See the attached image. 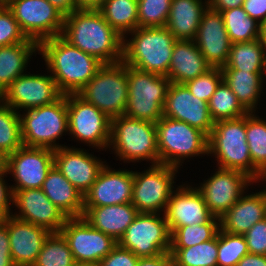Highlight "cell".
Returning <instances> with one entry per match:
<instances>
[{
	"mask_svg": "<svg viewBox=\"0 0 266 266\" xmlns=\"http://www.w3.org/2000/svg\"><path fill=\"white\" fill-rule=\"evenodd\" d=\"M61 36L103 64L123 60L124 37L108 24L98 9H78L65 16Z\"/></svg>",
	"mask_w": 266,
	"mask_h": 266,
	"instance_id": "6da1fadb",
	"label": "cell"
},
{
	"mask_svg": "<svg viewBox=\"0 0 266 266\" xmlns=\"http://www.w3.org/2000/svg\"><path fill=\"white\" fill-rule=\"evenodd\" d=\"M47 70L64 94H76L103 65L97 58L71 45L61 35L39 43Z\"/></svg>",
	"mask_w": 266,
	"mask_h": 266,
	"instance_id": "7a4b0ae2",
	"label": "cell"
},
{
	"mask_svg": "<svg viewBox=\"0 0 266 266\" xmlns=\"http://www.w3.org/2000/svg\"><path fill=\"white\" fill-rule=\"evenodd\" d=\"M128 34L131 38L124 37L122 61L135 69L167 76L174 35L166 27H138Z\"/></svg>",
	"mask_w": 266,
	"mask_h": 266,
	"instance_id": "3957f363",
	"label": "cell"
},
{
	"mask_svg": "<svg viewBox=\"0 0 266 266\" xmlns=\"http://www.w3.org/2000/svg\"><path fill=\"white\" fill-rule=\"evenodd\" d=\"M215 156L217 168L238 170L254 181L263 175L253 166L246 138V115L219 120L208 136V156Z\"/></svg>",
	"mask_w": 266,
	"mask_h": 266,
	"instance_id": "277c9868",
	"label": "cell"
},
{
	"mask_svg": "<svg viewBox=\"0 0 266 266\" xmlns=\"http://www.w3.org/2000/svg\"><path fill=\"white\" fill-rule=\"evenodd\" d=\"M111 146V147H110ZM109 150L124 163L151 161L159 164L155 123L121 115L111 119Z\"/></svg>",
	"mask_w": 266,
	"mask_h": 266,
	"instance_id": "5b68a950",
	"label": "cell"
},
{
	"mask_svg": "<svg viewBox=\"0 0 266 266\" xmlns=\"http://www.w3.org/2000/svg\"><path fill=\"white\" fill-rule=\"evenodd\" d=\"M155 125L159 164L179 168L186 158L208 155V136L199 129L164 116Z\"/></svg>",
	"mask_w": 266,
	"mask_h": 266,
	"instance_id": "8992f818",
	"label": "cell"
},
{
	"mask_svg": "<svg viewBox=\"0 0 266 266\" xmlns=\"http://www.w3.org/2000/svg\"><path fill=\"white\" fill-rule=\"evenodd\" d=\"M76 94L111 119L124 115L128 100L127 65L123 61L103 64Z\"/></svg>",
	"mask_w": 266,
	"mask_h": 266,
	"instance_id": "52a82bcc",
	"label": "cell"
},
{
	"mask_svg": "<svg viewBox=\"0 0 266 266\" xmlns=\"http://www.w3.org/2000/svg\"><path fill=\"white\" fill-rule=\"evenodd\" d=\"M24 111L19 114L24 146L52 150L64 147L55 142L68 133L67 94L52 104Z\"/></svg>",
	"mask_w": 266,
	"mask_h": 266,
	"instance_id": "ba28073f",
	"label": "cell"
},
{
	"mask_svg": "<svg viewBox=\"0 0 266 266\" xmlns=\"http://www.w3.org/2000/svg\"><path fill=\"white\" fill-rule=\"evenodd\" d=\"M128 100L124 115L156 123L163 117L170 80L127 66Z\"/></svg>",
	"mask_w": 266,
	"mask_h": 266,
	"instance_id": "9c48e42d",
	"label": "cell"
},
{
	"mask_svg": "<svg viewBox=\"0 0 266 266\" xmlns=\"http://www.w3.org/2000/svg\"><path fill=\"white\" fill-rule=\"evenodd\" d=\"M178 169L165 164L151 165L146 171H133L131 203L139 213L165 212Z\"/></svg>",
	"mask_w": 266,
	"mask_h": 266,
	"instance_id": "30bf717a",
	"label": "cell"
},
{
	"mask_svg": "<svg viewBox=\"0 0 266 266\" xmlns=\"http://www.w3.org/2000/svg\"><path fill=\"white\" fill-rule=\"evenodd\" d=\"M162 215L138 213L117 244L137 257H154L170 252L171 233L164 213Z\"/></svg>",
	"mask_w": 266,
	"mask_h": 266,
	"instance_id": "8fae6325",
	"label": "cell"
},
{
	"mask_svg": "<svg viewBox=\"0 0 266 266\" xmlns=\"http://www.w3.org/2000/svg\"><path fill=\"white\" fill-rule=\"evenodd\" d=\"M28 39L38 44L62 34L65 16L48 0H5Z\"/></svg>",
	"mask_w": 266,
	"mask_h": 266,
	"instance_id": "7c38bea8",
	"label": "cell"
},
{
	"mask_svg": "<svg viewBox=\"0 0 266 266\" xmlns=\"http://www.w3.org/2000/svg\"><path fill=\"white\" fill-rule=\"evenodd\" d=\"M68 134L97 149H108L111 118L77 94H67Z\"/></svg>",
	"mask_w": 266,
	"mask_h": 266,
	"instance_id": "4fadbf2b",
	"label": "cell"
},
{
	"mask_svg": "<svg viewBox=\"0 0 266 266\" xmlns=\"http://www.w3.org/2000/svg\"><path fill=\"white\" fill-rule=\"evenodd\" d=\"M63 95L51 74H26L25 72L10 84L0 96V100L20 113L26 108L52 104Z\"/></svg>",
	"mask_w": 266,
	"mask_h": 266,
	"instance_id": "5bb4252c",
	"label": "cell"
},
{
	"mask_svg": "<svg viewBox=\"0 0 266 266\" xmlns=\"http://www.w3.org/2000/svg\"><path fill=\"white\" fill-rule=\"evenodd\" d=\"M75 262L99 264L117 245L109 235L93 228L83 217L68 218L60 230Z\"/></svg>",
	"mask_w": 266,
	"mask_h": 266,
	"instance_id": "9a60e30c",
	"label": "cell"
},
{
	"mask_svg": "<svg viewBox=\"0 0 266 266\" xmlns=\"http://www.w3.org/2000/svg\"><path fill=\"white\" fill-rule=\"evenodd\" d=\"M54 166V150L22 146L6 157V171L14 177L11 190L41 188Z\"/></svg>",
	"mask_w": 266,
	"mask_h": 266,
	"instance_id": "2e32d148",
	"label": "cell"
},
{
	"mask_svg": "<svg viewBox=\"0 0 266 266\" xmlns=\"http://www.w3.org/2000/svg\"><path fill=\"white\" fill-rule=\"evenodd\" d=\"M196 187L204 198L209 211L221 218L253 184L254 180L238 170L221 169Z\"/></svg>",
	"mask_w": 266,
	"mask_h": 266,
	"instance_id": "e0dca14e",
	"label": "cell"
},
{
	"mask_svg": "<svg viewBox=\"0 0 266 266\" xmlns=\"http://www.w3.org/2000/svg\"><path fill=\"white\" fill-rule=\"evenodd\" d=\"M163 116L186 122L207 136L215 123L208 102L194 96L185 84L173 82H170L167 89Z\"/></svg>",
	"mask_w": 266,
	"mask_h": 266,
	"instance_id": "ac0fdd59",
	"label": "cell"
},
{
	"mask_svg": "<svg viewBox=\"0 0 266 266\" xmlns=\"http://www.w3.org/2000/svg\"><path fill=\"white\" fill-rule=\"evenodd\" d=\"M12 193V205L19 209V213L12 212V216L51 233L60 232L68 217L46 197L41 188L12 190Z\"/></svg>",
	"mask_w": 266,
	"mask_h": 266,
	"instance_id": "d6986e66",
	"label": "cell"
},
{
	"mask_svg": "<svg viewBox=\"0 0 266 266\" xmlns=\"http://www.w3.org/2000/svg\"><path fill=\"white\" fill-rule=\"evenodd\" d=\"M102 168L91 188L83 196V207L112 206L131 203L133 171Z\"/></svg>",
	"mask_w": 266,
	"mask_h": 266,
	"instance_id": "ffe728a7",
	"label": "cell"
},
{
	"mask_svg": "<svg viewBox=\"0 0 266 266\" xmlns=\"http://www.w3.org/2000/svg\"><path fill=\"white\" fill-rule=\"evenodd\" d=\"M54 165L84 196L96 181L105 162L83 148L64 145L54 150Z\"/></svg>",
	"mask_w": 266,
	"mask_h": 266,
	"instance_id": "44dd1931",
	"label": "cell"
},
{
	"mask_svg": "<svg viewBox=\"0 0 266 266\" xmlns=\"http://www.w3.org/2000/svg\"><path fill=\"white\" fill-rule=\"evenodd\" d=\"M188 185L173 190L166 206L164 216L171 234L179 227L207 223L214 216L199 190Z\"/></svg>",
	"mask_w": 266,
	"mask_h": 266,
	"instance_id": "7402d4cb",
	"label": "cell"
},
{
	"mask_svg": "<svg viewBox=\"0 0 266 266\" xmlns=\"http://www.w3.org/2000/svg\"><path fill=\"white\" fill-rule=\"evenodd\" d=\"M194 42L211 67L225 66L232 42L221 12L207 7L202 14Z\"/></svg>",
	"mask_w": 266,
	"mask_h": 266,
	"instance_id": "603a6c76",
	"label": "cell"
},
{
	"mask_svg": "<svg viewBox=\"0 0 266 266\" xmlns=\"http://www.w3.org/2000/svg\"><path fill=\"white\" fill-rule=\"evenodd\" d=\"M8 228L11 257L16 266H33L47 237V229L12 215L2 220Z\"/></svg>",
	"mask_w": 266,
	"mask_h": 266,
	"instance_id": "cb8c5ba5",
	"label": "cell"
},
{
	"mask_svg": "<svg viewBox=\"0 0 266 266\" xmlns=\"http://www.w3.org/2000/svg\"><path fill=\"white\" fill-rule=\"evenodd\" d=\"M138 213L132 203H124L112 206L84 207L82 217L93 228L111 236L118 242Z\"/></svg>",
	"mask_w": 266,
	"mask_h": 266,
	"instance_id": "d4e9b609",
	"label": "cell"
},
{
	"mask_svg": "<svg viewBox=\"0 0 266 266\" xmlns=\"http://www.w3.org/2000/svg\"><path fill=\"white\" fill-rule=\"evenodd\" d=\"M253 193V194H252ZM243 194L220 218V228L231 234H245L255 223L266 218V203L261 191Z\"/></svg>",
	"mask_w": 266,
	"mask_h": 266,
	"instance_id": "484cf974",
	"label": "cell"
},
{
	"mask_svg": "<svg viewBox=\"0 0 266 266\" xmlns=\"http://www.w3.org/2000/svg\"><path fill=\"white\" fill-rule=\"evenodd\" d=\"M210 68L194 40H176L166 77L170 82L185 84Z\"/></svg>",
	"mask_w": 266,
	"mask_h": 266,
	"instance_id": "4316f807",
	"label": "cell"
},
{
	"mask_svg": "<svg viewBox=\"0 0 266 266\" xmlns=\"http://www.w3.org/2000/svg\"><path fill=\"white\" fill-rule=\"evenodd\" d=\"M41 190L68 218L83 216V195L63 176L55 165L49 170Z\"/></svg>",
	"mask_w": 266,
	"mask_h": 266,
	"instance_id": "83f0119b",
	"label": "cell"
},
{
	"mask_svg": "<svg viewBox=\"0 0 266 266\" xmlns=\"http://www.w3.org/2000/svg\"><path fill=\"white\" fill-rule=\"evenodd\" d=\"M208 0H171L165 27L176 40H194Z\"/></svg>",
	"mask_w": 266,
	"mask_h": 266,
	"instance_id": "f1b7e54d",
	"label": "cell"
},
{
	"mask_svg": "<svg viewBox=\"0 0 266 266\" xmlns=\"http://www.w3.org/2000/svg\"><path fill=\"white\" fill-rule=\"evenodd\" d=\"M39 52L37 42H22L0 47V96L10 84L27 70L33 53Z\"/></svg>",
	"mask_w": 266,
	"mask_h": 266,
	"instance_id": "f546056e",
	"label": "cell"
},
{
	"mask_svg": "<svg viewBox=\"0 0 266 266\" xmlns=\"http://www.w3.org/2000/svg\"><path fill=\"white\" fill-rule=\"evenodd\" d=\"M223 80L248 112H255L263 93L261 71L222 70Z\"/></svg>",
	"mask_w": 266,
	"mask_h": 266,
	"instance_id": "4dcf8cb0",
	"label": "cell"
},
{
	"mask_svg": "<svg viewBox=\"0 0 266 266\" xmlns=\"http://www.w3.org/2000/svg\"><path fill=\"white\" fill-rule=\"evenodd\" d=\"M266 60L265 43L261 38L232 44L227 62L221 70L264 72Z\"/></svg>",
	"mask_w": 266,
	"mask_h": 266,
	"instance_id": "1f68e13d",
	"label": "cell"
},
{
	"mask_svg": "<svg viewBox=\"0 0 266 266\" xmlns=\"http://www.w3.org/2000/svg\"><path fill=\"white\" fill-rule=\"evenodd\" d=\"M98 10L122 37L138 28V0H104Z\"/></svg>",
	"mask_w": 266,
	"mask_h": 266,
	"instance_id": "d6a6232c",
	"label": "cell"
},
{
	"mask_svg": "<svg viewBox=\"0 0 266 266\" xmlns=\"http://www.w3.org/2000/svg\"><path fill=\"white\" fill-rule=\"evenodd\" d=\"M172 266H217L218 232L208 241L188 248H170Z\"/></svg>",
	"mask_w": 266,
	"mask_h": 266,
	"instance_id": "836d02e7",
	"label": "cell"
},
{
	"mask_svg": "<svg viewBox=\"0 0 266 266\" xmlns=\"http://www.w3.org/2000/svg\"><path fill=\"white\" fill-rule=\"evenodd\" d=\"M232 44L261 38V24L251 18L241 7L221 12Z\"/></svg>",
	"mask_w": 266,
	"mask_h": 266,
	"instance_id": "e575fe53",
	"label": "cell"
},
{
	"mask_svg": "<svg viewBox=\"0 0 266 266\" xmlns=\"http://www.w3.org/2000/svg\"><path fill=\"white\" fill-rule=\"evenodd\" d=\"M246 138L253 166L266 176V121L255 112L246 114Z\"/></svg>",
	"mask_w": 266,
	"mask_h": 266,
	"instance_id": "d590c367",
	"label": "cell"
},
{
	"mask_svg": "<svg viewBox=\"0 0 266 266\" xmlns=\"http://www.w3.org/2000/svg\"><path fill=\"white\" fill-rule=\"evenodd\" d=\"M19 114L0 100V153L5 158L24 146Z\"/></svg>",
	"mask_w": 266,
	"mask_h": 266,
	"instance_id": "8d00e7d4",
	"label": "cell"
},
{
	"mask_svg": "<svg viewBox=\"0 0 266 266\" xmlns=\"http://www.w3.org/2000/svg\"><path fill=\"white\" fill-rule=\"evenodd\" d=\"M208 106L214 122L239 118L249 113L224 80L211 96Z\"/></svg>",
	"mask_w": 266,
	"mask_h": 266,
	"instance_id": "74e56055",
	"label": "cell"
},
{
	"mask_svg": "<svg viewBox=\"0 0 266 266\" xmlns=\"http://www.w3.org/2000/svg\"><path fill=\"white\" fill-rule=\"evenodd\" d=\"M220 228V218L213 216L207 223L177 228L171 234V248H188L213 239Z\"/></svg>",
	"mask_w": 266,
	"mask_h": 266,
	"instance_id": "f35d334b",
	"label": "cell"
},
{
	"mask_svg": "<svg viewBox=\"0 0 266 266\" xmlns=\"http://www.w3.org/2000/svg\"><path fill=\"white\" fill-rule=\"evenodd\" d=\"M74 262L68 242L59 232L47 237L33 266H71Z\"/></svg>",
	"mask_w": 266,
	"mask_h": 266,
	"instance_id": "ab89813d",
	"label": "cell"
},
{
	"mask_svg": "<svg viewBox=\"0 0 266 266\" xmlns=\"http://www.w3.org/2000/svg\"><path fill=\"white\" fill-rule=\"evenodd\" d=\"M247 253L244 235L231 234L219 228L217 266H237Z\"/></svg>",
	"mask_w": 266,
	"mask_h": 266,
	"instance_id": "60d3db41",
	"label": "cell"
},
{
	"mask_svg": "<svg viewBox=\"0 0 266 266\" xmlns=\"http://www.w3.org/2000/svg\"><path fill=\"white\" fill-rule=\"evenodd\" d=\"M171 0H138V27H165Z\"/></svg>",
	"mask_w": 266,
	"mask_h": 266,
	"instance_id": "b9f144b4",
	"label": "cell"
},
{
	"mask_svg": "<svg viewBox=\"0 0 266 266\" xmlns=\"http://www.w3.org/2000/svg\"><path fill=\"white\" fill-rule=\"evenodd\" d=\"M223 81V73L219 67H211L204 74L185 83L190 92L197 98L209 103L218 85Z\"/></svg>",
	"mask_w": 266,
	"mask_h": 266,
	"instance_id": "7bdbcfd3",
	"label": "cell"
},
{
	"mask_svg": "<svg viewBox=\"0 0 266 266\" xmlns=\"http://www.w3.org/2000/svg\"><path fill=\"white\" fill-rule=\"evenodd\" d=\"M22 42H36L28 39L14 18L12 11L0 2V47Z\"/></svg>",
	"mask_w": 266,
	"mask_h": 266,
	"instance_id": "ee69618b",
	"label": "cell"
},
{
	"mask_svg": "<svg viewBox=\"0 0 266 266\" xmlns=\"http://www.w3.org/2000/svg\"><path fill=\"white\" fill-rule=\"evenodd\" d=\"M249 253L266 256V218L255 223L243 234Z\"/></svg>",
	"mask_w": 266,
	"mask_h": 266,
	"instance_id": "f6af8a7d",
	"label": "cell"
},
{
	"mask_svg": "<svg viewBox=\"0 0 266 266\" xmlns=\"http://www.w3.org/2000/svg\"><path fill=\"white\" fill-rule=\"evenodd\" d=\"M139 257L118 244L103 258L98 266H137Z\"/></svg>",
	"mask_w": 266,
	"mask_h": 266,
	"instance_id": "bcb514c9",
	"label": "cell"
},
{
	"mask_svg": "<svg viewBox=\"0 0 266 266\" xmlns=\"http://www.w3.org/2000/svg\"><path fill=\"white\" fill-rule=\"evenodd\" d=\"M6 175L8 174L5 169L0 174V221L12 214L10 206L12 205L13 193L11 186L6 184V179H4L7 177Z\"/></svg>",
	"mask_w": 266,
	"mask_h": 266,
	"instance_id": "7dc6e473",
	"label": "cell"
},
{
	"mask_svg": "<svg viewBox=\"0 0 266 266\" xmlns=\"http://www.w3.org/2000/svg\"><path fill=\"white\" fill-rule=\"evenodd\" d=\"M0 266H16L11 257L7 225L0 221Z\"/></svg>",
	"mask_w": 266,
	"mask_h": 266,
	"instance_id": "c3c4849f",
	"label": "cell"
},
{
	"mask_svg": "<svg viewBox=\"0 0 266 266\" xmlns=\"http://www.w3.org/2000/svg\"><path fill=\"white\" fill-rule=\"evenodd\" d=\"M243 10L258 23L266 20V0H244Z\"/></svg>",
	"mask_w": 266,
	"mask_h": 266,
	"instance_id": "681fc988",
	"label": "cell"
},
{
	"mask_svg": "<svg viewBox=\"0 0 266 266\" xmlns=\"http://www.w3.org/2000/svg\"><path fill=\"white\" fill-rule=\"evenodd\" d=\"M137 266H172L170 252H165L154 257H139Z\"/></svg>",
	"mask_w": 266,
	"mask_h": 266,
	"instance_id": "f907efd6",
	"label": "cell"
},
{
	"mask_svg": "<svg viewBox=\"0 0 266 266\" xmlns=\"http://www.w3.org/2000/svg\"><path fill=\"white\" fill-rule=\"evenodd\" d=\"M244 0H208V7L214 11L222 12L228 9L241 7Z\"/></svg>",
	"mask_w": 266,
	"mask_h": 266,
	"instance_id": "816d5d0a",
	"label": "cell"
},
{
	"mask_svg": "<svg viewBox=\"0 0 266 266\" xmlns=\"http://www.w3.org/2000/svg\"><path fill=\"white\" fill-rule=\"evenodd\" d=\"M237 266H266V256L247 253L238 263Z\"/></svg>",
	"mask_w": 266,
	"mask_h": 266,
	"instance_id": "f5cc1de1",
	"label": "cell"
},
{
	"mask_svg": "<svg viewBox=\"0 0 266 266\" xmlns=\"http://www.w3.org/2000/svg\"><path fill=\"white\" fill-rule=\"evenodd\" d=\"M57 10L64 16L72 14L76 11V4L74 0H48Z\"/></svg>",
	"mask_w": 266,
	"mask_h": 266,
	"instance_id": "db71d44e",
	"label": "cell"
},
{
	"mask_svg": "<svg viewBox=\"0 0 266 266\" xmlns=\"http://www.w3.org/2000/svg\"><path fill=\"white\" fill-rule=\"evenodd\" d=\"M76 9H99L104 0H74Z\"/></svg>",
	"mask_w": 266,
	"mask_h": 266,
	"instance_id": "11a10c76",
	"label": "cell"
},
{
	"mask_svg": "<svg viewBox=\"0 0 266 266\" xmlns=\"http://www.w3.org/2000/svg\"><path fill=\"white\" fill-rule=\"evenodd\" d=\"M261 40L265 43L266 48V20L261 24Z\"/></svg>",
	"mask_w": 266,
	"mask_h": 266,
	"instance_id": "9f6ffc18",
	"label": "cell"
},
{
	"mask_svg": "<svg viewBox=\"0 0 266 266\" xmlns=\"http://www.w3.org/2000/svg\"><path fill=\"white\" fill-rule=\"evenodd\" d=\"M6 168V158L0 153V174L5 170Z\"/></svg>",
	"mask_w": 266,
	"mask_h": 266,
	"instance_id": "6f0895ef",
	"label": "cell"
},
{
	"mask_svg": "<svg viewBox=\"0 0 266 266\" xmlns=\"http://www.w3.org/2000/svg\"><path fill=\"white\" fill-rule=\"evenodd\" d=\"M260 180H261L262 182H263V181H266V176H262L261 178L255 180L253 183H256V184H257V182H260ZM261 193H262V195H263V197H264V200H265V203H266V188L263 189V190H261Z\"/></svg>",
	"mask_w": 266,
	"mask_h": 266,
	"instance_id": "680465c9",
	"label": "cell"
},
{
	"mask_svg": "<svg viewBox=\"0 0 266 266\" xmlns=\"http://www.w3.org/2000/svg\"><path fill=\"white\" fill-rule=\"evenodd\" d=\"M71 266H98L97 264L74 262Z\"/></svg>",
	"mask_w": 266,
	"mask_h": 266,
	"instance_id": "91938a15",
	"label": "cell"
},
{
	"mask_svg": "<svg viewBox=\"0 0 266 266\" xmlns=\"http://www.w3.org/2000/svg\"><path fill=\"white\" fill-rule=\"evenodd\" d=\"M265 74H266V60H265V66H264V72H263V83L265 82L264 79L266 78Z\"/></svg>",
	"mask_w": 266,
	"mask_h": 266,
	"instance_id": "94428289",
	"label": "cell"
}]
</instances>
